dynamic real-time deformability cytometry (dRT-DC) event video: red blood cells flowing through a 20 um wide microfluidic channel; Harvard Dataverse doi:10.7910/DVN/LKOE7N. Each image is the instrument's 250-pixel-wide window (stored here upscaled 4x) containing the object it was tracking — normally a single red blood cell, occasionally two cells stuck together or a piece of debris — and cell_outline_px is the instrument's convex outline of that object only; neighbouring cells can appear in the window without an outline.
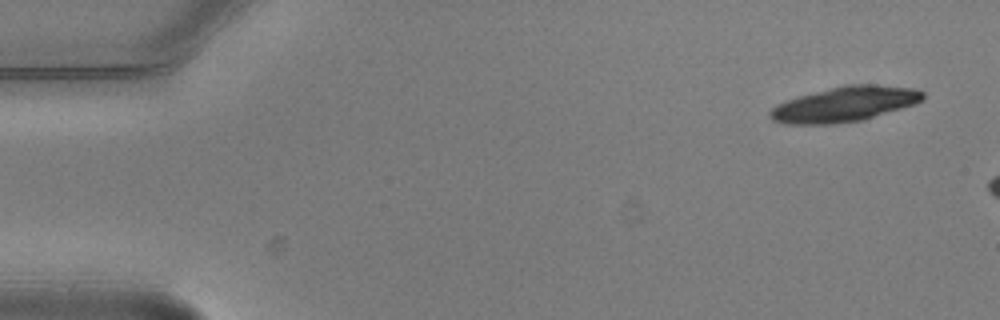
{"species": "common noctule bat (a hibernating species)", "species_latin": "Nyctalus noctula", "temperature_condition": "warm", "stored_images_in_passage": 4, "camera_frame_rate_fps": 3000, "um_per_image_px": 0.085, "animal": {"sex": "male", "body_mass_g": 20.5, "forearm_length_mm": 52.5}, "frame": {"image": 1, "passage_image": 1, "time_ms": 0.0, "image_size_px": [1000, 320], "cell_outline_px": [[924, 100], [916, 104], [864, 120], [832, 124], [788, 124], [772, 120], [768, 116], [768, 112], [776, 104], [784, 100], [848, 84], [876, 84], [912, 88], [924, 92]], "centroid_in_image_um": [71.81, 8.86], "position_along_channel_um": 13.2, "area_um2": 31.27}}